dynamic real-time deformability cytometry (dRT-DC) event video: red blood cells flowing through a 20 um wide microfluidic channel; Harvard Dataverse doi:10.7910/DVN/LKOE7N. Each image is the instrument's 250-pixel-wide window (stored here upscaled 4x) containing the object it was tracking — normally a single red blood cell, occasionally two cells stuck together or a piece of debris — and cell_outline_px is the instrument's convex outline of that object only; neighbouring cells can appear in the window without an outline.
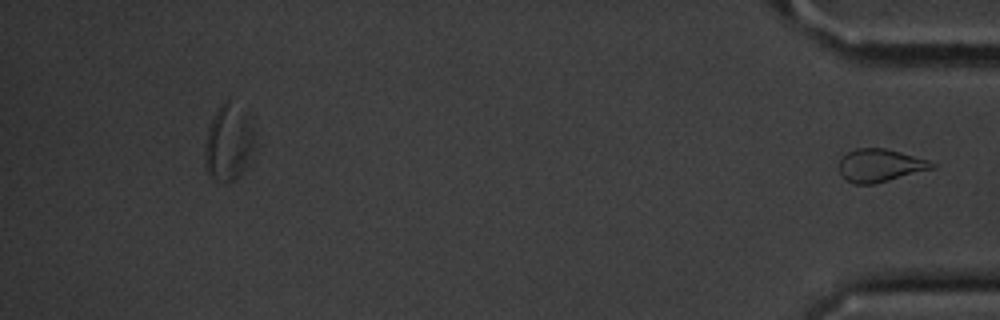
{"species": "common noctule bat (a hibernating species)", "species_latin": "Nyctalus noctula", "temperature_condition": "cold", "stored_images_in_passage": 40, "segment_of_instrument_passage": [2, 2], "camera_frame_rate_fps": 3000, "um_per_image_px": 0.085, "animal": {"sex": "male", "body_mass_g": 20.1, "forearm_length_mm": 53.5}, "frame": {"image": 1, "passage_image": 40, "time_ms": 13.0, "image_size_px": [1000, 320], "cell_outline_px": [[936, 168], [876, 184], [856, 184], [844, 180], [840, 172], [840, 160], [848, 152], [856, 148], [884, 148], [900, 152], [928, 160], [936, 164]], "centroid_in_image_um": [74.82, 14.08], "position_along_channel_um": 360.4, "area_um2": 17.86}}